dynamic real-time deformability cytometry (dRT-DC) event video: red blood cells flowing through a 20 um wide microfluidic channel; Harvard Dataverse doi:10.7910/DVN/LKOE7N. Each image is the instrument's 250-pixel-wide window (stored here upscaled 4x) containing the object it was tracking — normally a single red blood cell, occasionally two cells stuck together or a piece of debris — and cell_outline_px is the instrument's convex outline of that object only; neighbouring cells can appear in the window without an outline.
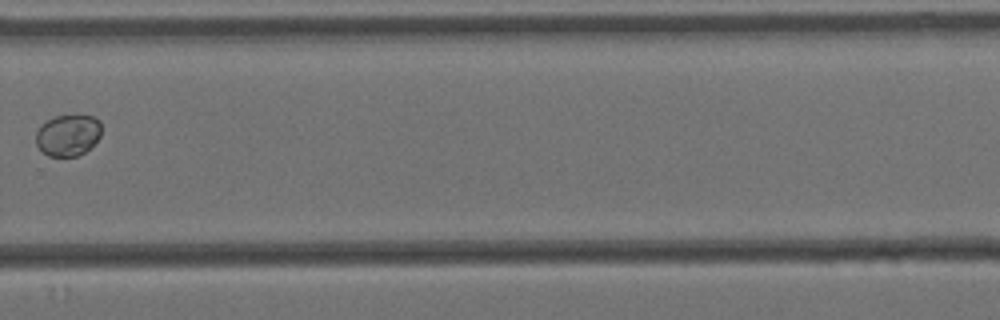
{"species": "Egyptian fruit bat (a non-hibernating species)", "species_latin": "Rousettus aegyptiacus", "temperature_condition": "cold", "stored_images_in_passage": 12, "camera_frame_rate_fps": 3000, "um_per_image_px": 0.085, "animal": {"sex": "female"}, "frame": {"image": 1, "passage_image": 12, "time_ms": 3.667, "image_size_px": [1000, 320], "cell_outline_px": [[100, 136], [84, 152], [76, 156], [48, 156], [36, 144], [36, 132], [40, 124], [56, 116], [92, 116], [100, 120]], "centroid_in_image_um": [5.75, 11.49], "position_along_channel_um": 324.0, "area_um2": 15.55}}